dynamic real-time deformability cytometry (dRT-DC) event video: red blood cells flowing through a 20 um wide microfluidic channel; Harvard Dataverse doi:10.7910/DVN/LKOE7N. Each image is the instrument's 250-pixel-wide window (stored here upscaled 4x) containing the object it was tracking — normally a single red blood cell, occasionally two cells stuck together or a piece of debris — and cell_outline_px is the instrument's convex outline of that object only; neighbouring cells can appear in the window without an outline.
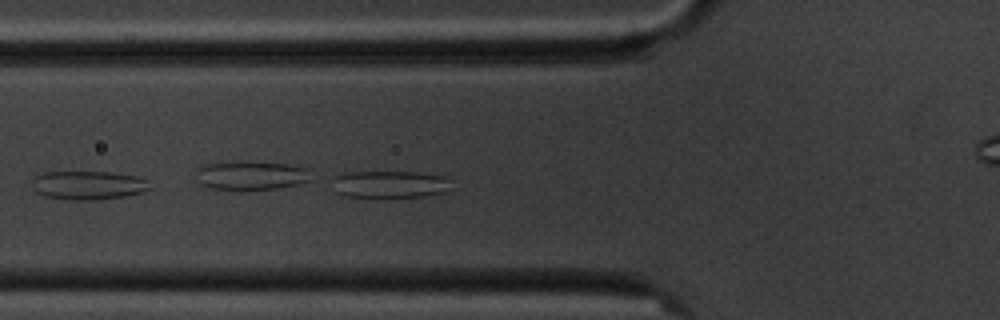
{"species": "common noctule bat (a hibernating species)", "species_latin": "Nyctalus noctula", "temperature_condition": "cold", "stored_images_in_passage": 5, "camera_frame_rate_fps": 3000, "um_per_image_px": 0.085, "animal": {"sex": "male", "body_mass_g": 20.1, "forearm_length_mm": 53.5}, "frame": {"image": 1, "passage_image": 5, "time_ms": 5.667, "image_size_px": [1000, 320], "cell_outline_px": [[456, 188], [448, 192], [424, 196], [384, 200], [344, 196], [336, 192], [328, 180], [340, 172], [416, 172], [444, 176], [452, 180]], "centroid_in_image_um": [33.14, 15.71], "position_along_channel_um": 92.7, "area_um2": 20.52}}